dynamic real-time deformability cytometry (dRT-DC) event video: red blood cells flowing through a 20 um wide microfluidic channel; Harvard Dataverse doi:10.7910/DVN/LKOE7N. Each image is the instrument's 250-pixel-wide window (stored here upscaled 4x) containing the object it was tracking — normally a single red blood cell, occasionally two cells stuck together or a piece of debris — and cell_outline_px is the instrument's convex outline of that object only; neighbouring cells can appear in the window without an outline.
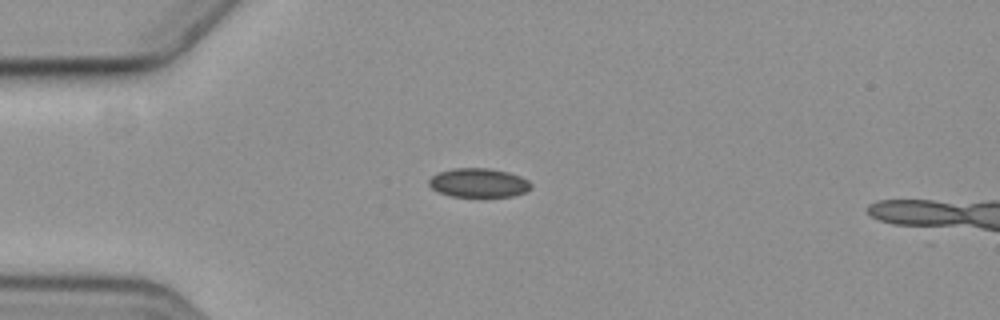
{"species": "common noctule bat (a hibernating species)", "species_latin": "Nyctalus noctula", "temperature_condition": "cold", "stored_images_in_passage": 6, "camera_frame_rate_fps": 3000, "um_per_image_px": 0.085, "animal": {"sex": "female", "body_mass_g": 19.3, "forearm_length_mm": 54.1}, "frame": {"image": 1, "passage_image": 6, "time_ms": 7.333, "image_size_px": [1000, 320], "cell_outline_px": [[532, 188], [524, 192], [512, 196], [452, 196], [440, 192], [432, 188], [428, 184], [428, 180], [432, 176], [440, 172], [452, 168], [488, 168], [508, 172], [520, 176], [528, 180], [532, 184]], "centroid_in_image_um": [40.69, 15.53], "position_along_channel_um": 44.3, "area_um2": 17.11}}